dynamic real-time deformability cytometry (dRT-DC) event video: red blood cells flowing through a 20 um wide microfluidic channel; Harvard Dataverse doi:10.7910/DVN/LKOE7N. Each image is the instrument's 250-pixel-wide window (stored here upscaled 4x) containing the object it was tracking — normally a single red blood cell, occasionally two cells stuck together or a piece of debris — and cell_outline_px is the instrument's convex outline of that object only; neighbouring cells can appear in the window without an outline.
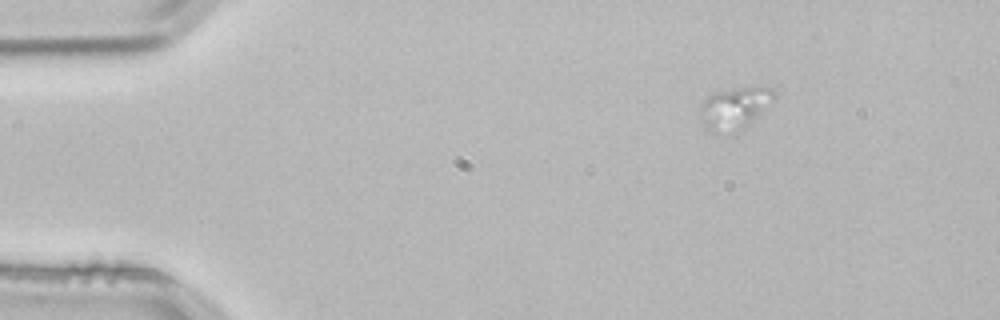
{"species": "common noctule bat (a hibernating species)", "species_latin": "Nyctalus noctula", "temperature_condition": "room temperature", "stored_images_in_passage": 50, "camera_frame_rate_fps": 3000, "um_per_image_px": 0.085, "animal": {"sex": "male", "body_mass_g": 21.5, "forearm_length_mm": 52.0}, "frame": {"image": 1, "passage_image": 1, "time_ms": 0.0, "image_size_px": [1000, 320], "cell_outline_px": [[776, 96], [736, 136], [724, 136], [712, 132], [704, 128], [700, 112], [700, 104], [712, 92], [740, 88], [772, 88], [776, 92]], "centroid_in_image_um": [62.37, 9.27], "position_along_channel_um": 22.6, "area_um2": 18.26}}
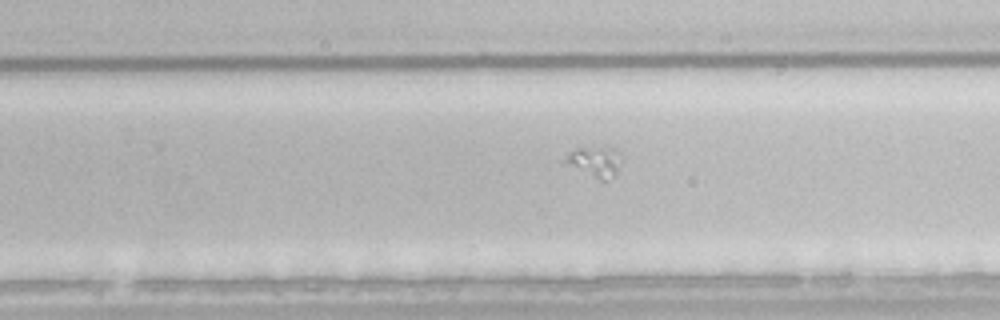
{"frame": {"image": 2, "passage_image": 29, "time_ms": 9.333, "image_size_px": [1000, 320], "cell_outline_px": [[616, 168], [612, 176], [608, 180], [600, 180], [560, 164], [560, 160], [568, 152], [576, 148], [608, 144], [616, 148]], "centroid_in_image_um": [50.36, 13.68], "position_along_channel_um": 279.4, "area_um2": 10.35}}
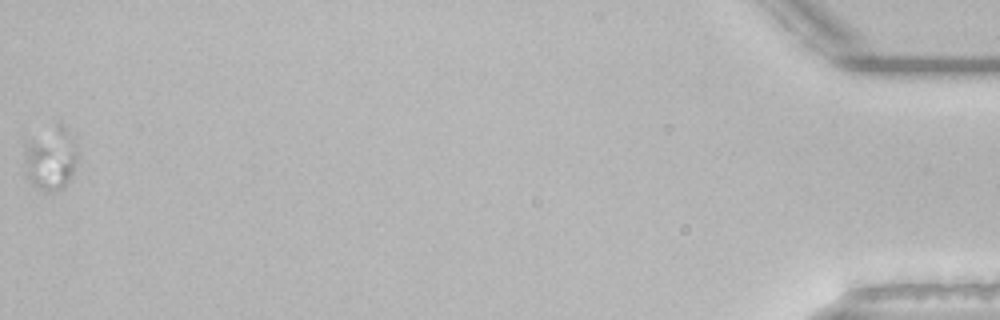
{"frame": {"image": 3, "passage_image": 50, "time_ms": 16.333, "image_size_px": [1000, 320], "cell_outline_px": [[76, 164], [64, 188], [56, 192], [44, 192], [36, 188], [32, 184], [24, 172], [24, 144], [56, 124], [60, 124], [76, 140]], "centroid_in_image_um": [4.28, 13.52], "position_along_channel_um": 430.9, "area_um2": 19.71}}